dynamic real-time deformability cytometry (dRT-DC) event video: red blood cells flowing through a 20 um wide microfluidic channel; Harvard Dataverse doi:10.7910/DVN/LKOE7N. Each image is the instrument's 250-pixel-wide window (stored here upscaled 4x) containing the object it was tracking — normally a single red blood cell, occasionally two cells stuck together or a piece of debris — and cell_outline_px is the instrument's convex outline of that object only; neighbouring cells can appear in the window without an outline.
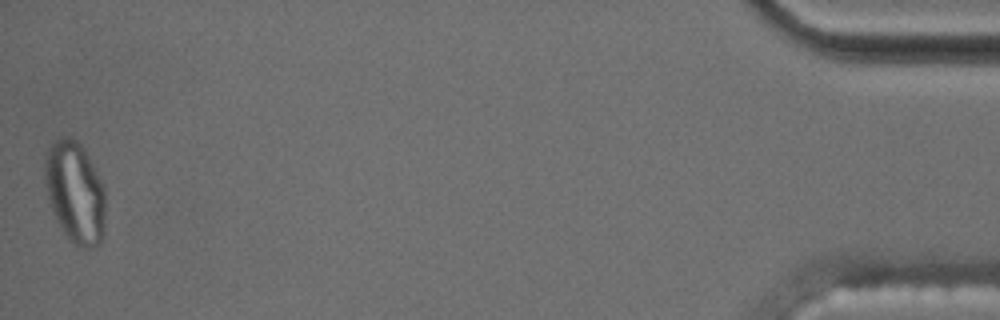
{"species": "common noctule bat (a hibernating species)", "species_latin": "Nyctalus noctula", "temperature_condition": "cold", "stored_images_in_passage": 58, "camera_frame_rate_fps": 3000, "um_per_image_px": 0.085, "animal": {"sex": "male", "body_mass_g": 17.5, "forearm_length_mm": 52.3}, "frame": {"image": 1, "passage_image": 58, "time_ms": 19.0, "image_size_px": [1000, 320], "cell_outline_px": [[104, 236], [100, 244], [88, 248], [80, 248], [72, 244], [56, 220], [48, 196], [44, 176], [44, 152], [56, 140], [64, 136], [72, 136], [84, 148], [104, 184]], "centroid_in_image_um": [6.38, 16.34], "position_along_channel_um": 428.8, "area_um2": 36.24}, "authors_computed_cell_mechanics": {"area_um2": 19.5653, "velocity_mm_per_s": 3.5217, "shape_relaxation_time_tau1_ms": null, "shape_relaxation_time_tau2_ms": 1.6147, "deformation_change_tau1": null, "deformation_change_tau2": 0.0694}}